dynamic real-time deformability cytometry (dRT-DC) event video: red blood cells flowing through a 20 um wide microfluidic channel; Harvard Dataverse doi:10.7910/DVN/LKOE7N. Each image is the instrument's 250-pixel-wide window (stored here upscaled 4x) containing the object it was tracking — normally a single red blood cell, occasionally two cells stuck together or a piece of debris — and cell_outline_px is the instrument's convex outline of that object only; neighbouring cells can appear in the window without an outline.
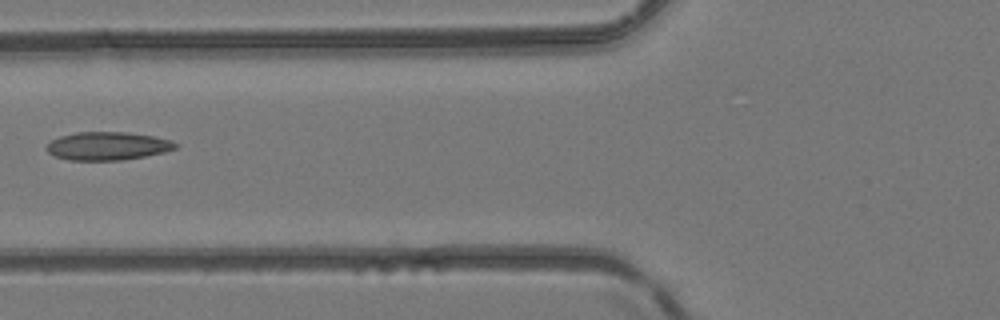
{"species": "common noctule bat (a hibernating species)", "species_latin": "Nyctalus noctula", "temperature_condition": "room temperature", "stored_images_in_passage": 5, "camera_frame_rate_fps": 3000, "um_per_image_px": 0.085, "animal": {"sex": "female", "body_mass_g": 24.6, "forearm_length_mm": 56.2}, "frame": {"image": 1, "passage_image": 5, "time_ms": 1.333, "image_size_px": [1000, 320], "cell_outline_px": [[180, 144], [176, 148], [164, 152], [144, 156], [120, 160], [68, 160], [56, 156], [48, 152], [48, 144], [52, 140], [60, 136], [76, 132], [128, 132], [152, 136], [172, 140]], "centroid_in_image_um": [9.18, 12.4], "position_along_channel_um": 116.6, "area_um2": 21.04}}